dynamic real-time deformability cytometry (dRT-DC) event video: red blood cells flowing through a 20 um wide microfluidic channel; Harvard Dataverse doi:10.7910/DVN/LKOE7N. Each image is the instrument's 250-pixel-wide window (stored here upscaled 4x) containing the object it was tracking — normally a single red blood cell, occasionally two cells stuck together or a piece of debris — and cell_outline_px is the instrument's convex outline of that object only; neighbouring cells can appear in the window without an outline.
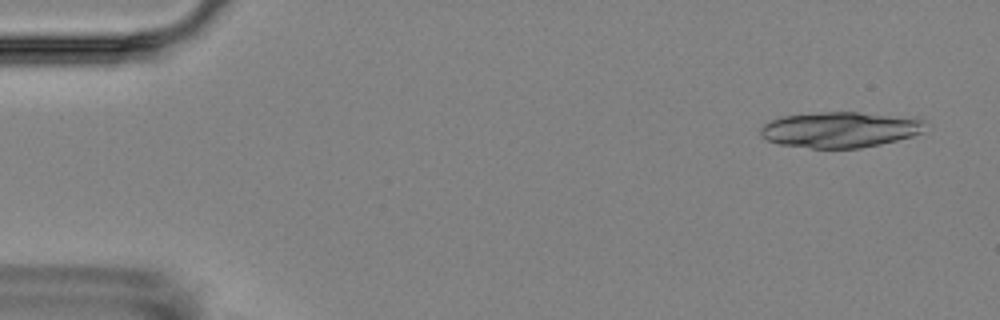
{"species": "Egyptian fruit bat (a non-hibernating species)", "species_latin": "Rousettus aegyptiacus", "temperature_condition": "room temperature", "stored_images_in_passage": 5, "camera_frame_rate_fps": 3000, "um_per_image_px": 0.085, "animal": {"sex": "female"}, "frame": {"image": 1, "passage_image": 1, "time_ms": 0.0, "image_size_px": [1000, 320], "cell_outline_px": [[924, 120], [920, 132], [912, 136], [880, 144], [860, 148], [812, 148], [780, 144], [768, 140], [760, 136], [760, 128], [764, 124], [772, 120], [784, 116], [824, 112], [856, 112]], "centroid_in_image_um": [71.31, 11.03], "position_along_channel_um": 13.7, "area_um2": 33.47}}